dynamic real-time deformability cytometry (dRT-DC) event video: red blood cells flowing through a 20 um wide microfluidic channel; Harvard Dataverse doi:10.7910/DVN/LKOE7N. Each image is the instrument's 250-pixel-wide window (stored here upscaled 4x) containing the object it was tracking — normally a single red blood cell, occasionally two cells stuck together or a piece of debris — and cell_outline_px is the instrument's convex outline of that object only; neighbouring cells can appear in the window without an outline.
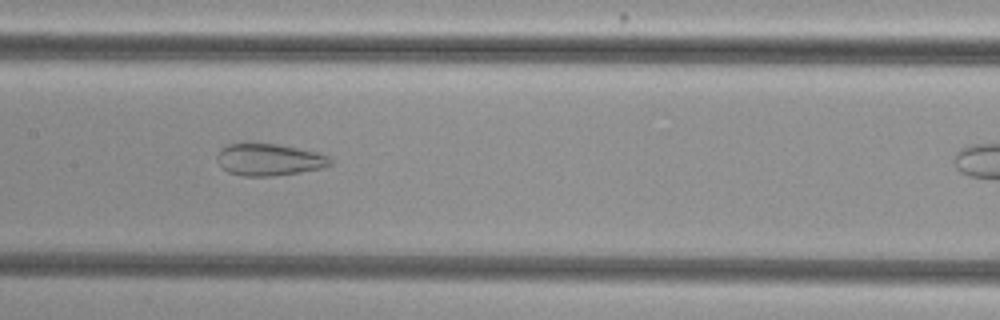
{"species": "common noctule bat (a hibernating species)", "species_latin": "Nyctalus noctula", "temperature_condition": "cold", "stored_images_in_passage": 26, "camera_frame_rate_fps": 3000, "um_per_image_px": 0.085, "animal": {"sex": "female", "body_mass_g": 29.2, "forearm_length_mm": 56.3}, "frame": {"image": 1, "passage_image": 22, "time_ms": 7.0, "image_size_px": [1000, 320], "cell_outline_px": [[332, 164], [320, 168], [300, 172], [276, 176], [244, 176], [228, 172], [220, 164], [216, 156], [220, 148], [228, 144], [276, 144], [316, 152], [328, 156], [332, 160]], "centroid_in_image_um": [22.87, 13.58], "position_along_channel_um": 184.5, "area_um2": 20.81}}